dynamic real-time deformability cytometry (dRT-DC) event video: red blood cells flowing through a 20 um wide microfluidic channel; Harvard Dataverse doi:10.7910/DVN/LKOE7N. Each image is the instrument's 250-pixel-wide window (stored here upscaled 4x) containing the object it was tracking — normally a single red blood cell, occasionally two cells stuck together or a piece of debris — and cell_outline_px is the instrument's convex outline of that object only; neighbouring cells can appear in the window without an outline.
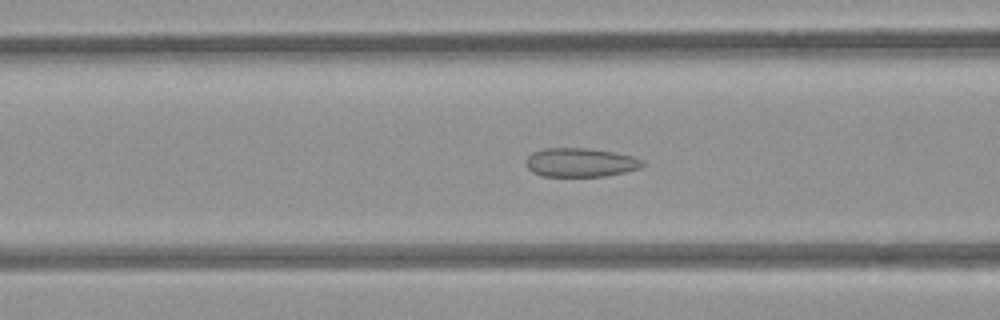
{"species": "common noctule bat (a hibernating species)", "species_latin": "Nyctalus noctula", "temperature_condition": "room temperature", "stored_images_in_passage": 40, "camera_frame_rate_fps": 3000, "um_per_image_px": 0.085, "animal": {"sex": "female", "body_mass_g": 21.9}, "frame": {"image": 1, "passage_image": 16, "time_ms": 5.0, "image_size_px": [1000, 320], "cell_outline_px": [[644, 164], [640, 168], [624, 172], [604, 176], [544, 176], [532, 172], [528, 168], [528, 156], [532, 152], [544, 148], [588, 148], [612, 152], [632, 156], [644, 160]], "centroid_in_image_um": [49.35, 13.8], "position_along_channel_um": 117.2, "area_um2": 19.42}}
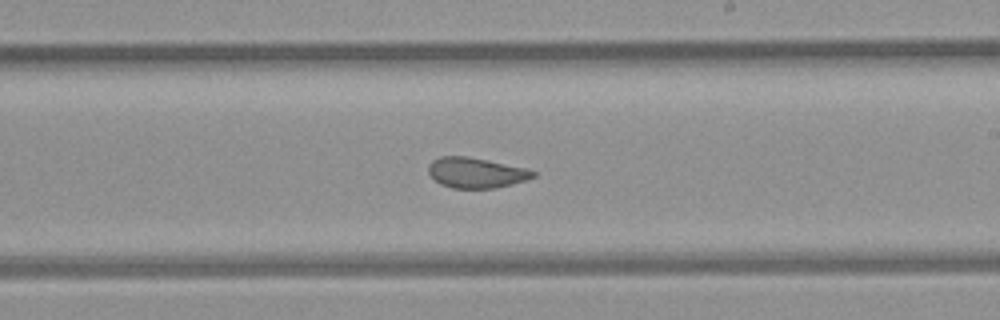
{"frame": {"image": 2, "passage_image": 26, "time_ms": 8.333, "image_size_px": [1000, 320], "cell_outline_px": [[536, 176], [512, 184], [496, 188], [452, 188], [440, 184], [428, 172], [428, 164], [432, 160], [440, 156], [468, 156], [528, 168], [536, 172]], "centroid_in_image_um": [40.46, 14.67], "position_along_channel_um": 248.5, "area_um2": 18.61}}
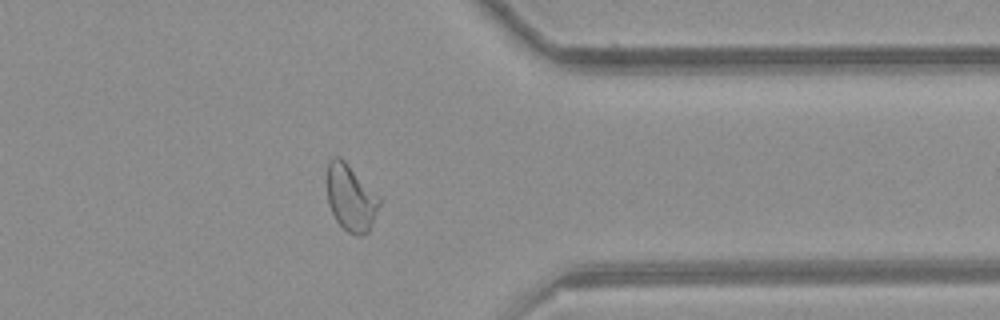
{"frame": {"image": 3, "passage_image": 37, "time_ms": 12.0, "image_size_px": [1000, 320], "cell_outline_px": [[380, 204], [368, 232], [360, 236], [356, 236], [348, 232], [336, 220], [328, 204], [328, 160], [336, 156], [340, 156], [380, 196]], "centroid_in_image_um": [29.83, 16.81], "position_along_channel_um": 381.6, "area_um2": 20.11}, "authors_computed_cell_mechanics": {"area_um2": 20.0855, "velocity_mm_per_s": 3.938, "shape_relaxation_time_tau1_ms": null, "shape_relaxation_time_tau2_ms": 1.4516, "deformation_change_tau1": null, "deformation_change_tau2": 0.0601}}